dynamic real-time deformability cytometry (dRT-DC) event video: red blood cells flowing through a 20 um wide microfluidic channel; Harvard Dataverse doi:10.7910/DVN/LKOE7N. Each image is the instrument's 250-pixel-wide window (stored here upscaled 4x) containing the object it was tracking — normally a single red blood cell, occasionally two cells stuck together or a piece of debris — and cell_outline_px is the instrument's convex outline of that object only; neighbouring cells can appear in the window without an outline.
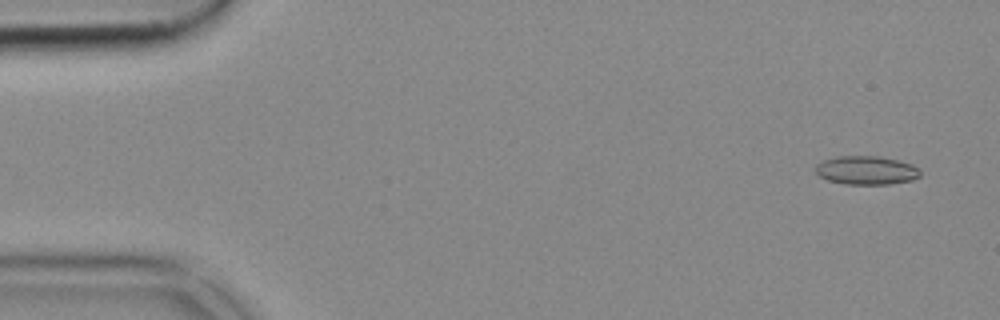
{"species": "common noctule bat (a hibernating species)", "species_latin": "Nyctalus noctula", "temperature_condition": "cold", "stored_images_in_passage": 53, "camera_frame_rate_fps": 3000, "um_per_image_px": 0.085, "animal": {"sex": "female", "body_mass_g": 18.4}, "frame": {"image": 1, "passage_image": 3, "time_ms": 0.667, "image_size_px": [1000, 320], "cell_outline_px": [[920, 176], [912, 180], [888, 184], [844, 184], [828, 180], [820, 176], [816, 172], [816, 164], [824, 160], [836, 156], [880, 156], [900, 160], [912, 164], [920, 168]], "centroid_in_image_um": [73.67, 14.46], "position_along_channel_um": 11.3, "area_um2": 17.57}}
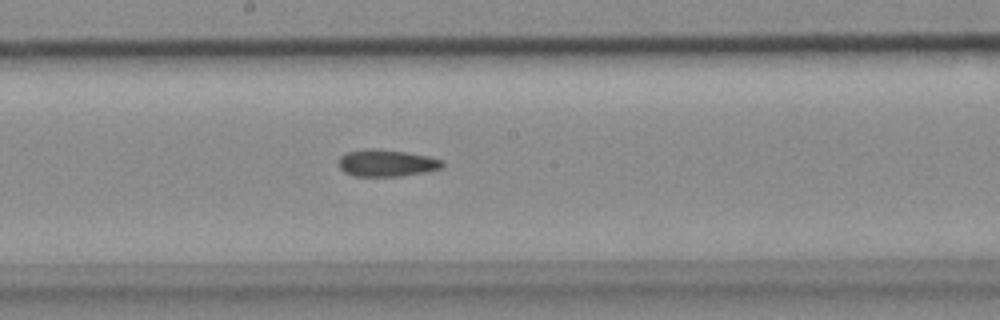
{"frame": {"image": 2, "passage_image": 28, "time_ms": 9.0, "image_size_px": [1000, 320], "cell_outline_px": [[444, 164], [440, 168], [428, 172], [400, 176], [352, 176], [344, 172], [340, 168], [340, 156], [344, 152], [364, 148], [376, 148], [404, 152], [428, 156], [444, 160]], "centroid_in_image_um": [32.85, 13.85], "position_along_channel_um": 215.4, "area_um2": 16.47}}
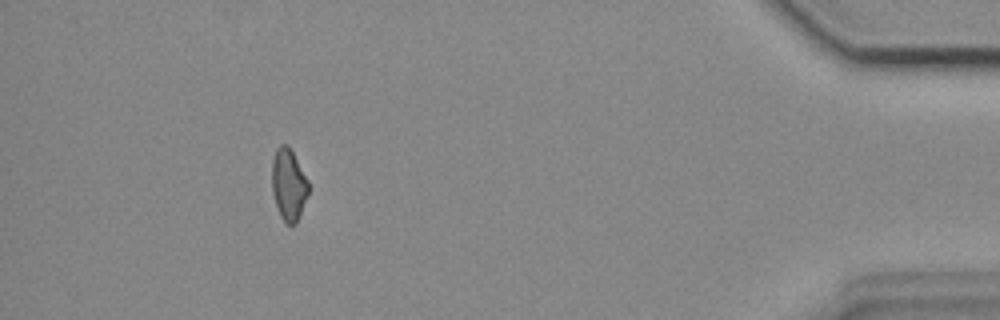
{"frame": {"image": 3, "passage_image": 48, "time_ms": 15.667, "image_size_px": [1000, 320], "cell_outline_px": [[308, 196], [296, 224], [288, 224], [280, 216], [272, 192], [272, 160], [276, 148], [280, 144], [288, 144], [308, 180]], "centroid_in_image_um": [24.53, 15.67], "position_along_channel_um": 410.7, "area_um2": 15.26}}